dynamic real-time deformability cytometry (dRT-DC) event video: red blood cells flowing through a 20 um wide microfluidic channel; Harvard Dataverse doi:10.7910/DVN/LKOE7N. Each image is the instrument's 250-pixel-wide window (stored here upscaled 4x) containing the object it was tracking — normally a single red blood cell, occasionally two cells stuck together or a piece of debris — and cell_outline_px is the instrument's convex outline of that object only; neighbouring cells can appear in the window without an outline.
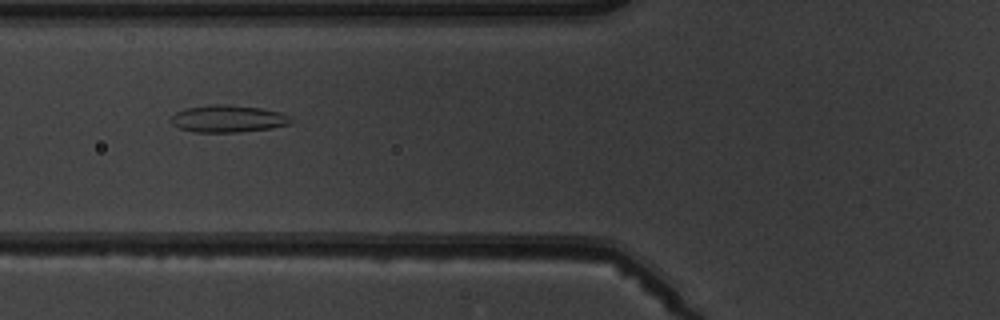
{"species": "common noctule bat (a hibernating species)", "species_latin": "Nyctalus noctula", "temperature_condition": "warm", "stored_images_in_passage": 9, "camera_frame_rate_fps": 3000, "um_per_image_px": 0.085, "animal": {"sex": "male", "body_mass_g": 19.5, "forearm_length_mm": 54.6}, "frame": {"image": 1, "passage_image": 6, "time_ms": 6.667, "image_size_px": [1000, 320], "cell_outline_px": [[292, 120], [288, 124], [272, 128], [240, 132], [192, 132], [180, 128], [172, 124], [168, 120], [176, 112], [184, 108], [212, 104], [224, 104], [260, 108], [280, 112], [288, 116]], "centroid_in_image_um": [19.32, 10.09], "position_along_channel_um": 106.5, "area_um2": 19.02}}
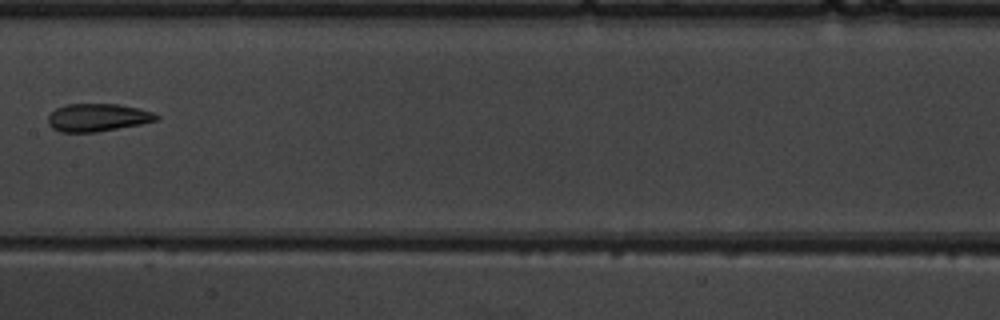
{"frame": {"image": 2, "passage_image": 8, "time_ms": 9.0, "image_size_px": [1000, 320], "cell_outline_px": [[160, 116], [156, 120], [140, 124], [96, 132], [60, 132], [52, 128], [48, 124], [48, 116], [56, 108], [64, 104], [120, 104], [140, 108], [152, 112]], "centroid_in_image_um": [8.28, 9.98], "position_along_channel_um": 199.1, "area_um2": 17.57}}
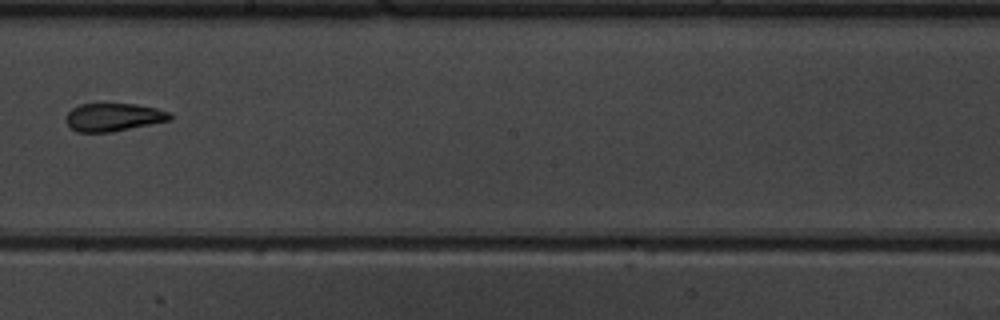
{"frame": {"image": 3, "passage_image": 9, "time_ms": 10.0, "image_size_px": [1000, 320], "cell_outline_px": [[172, 120], [112, 132], [76, 132], [64, 120], [64, 116], [72, 108], [80, 104], [136, 104], [156, 108], [172, 112]], "centroid_in_image_um": [9.66, 9.96], "position_along_channel_um": 238.5, "area_um2": 17.17}}